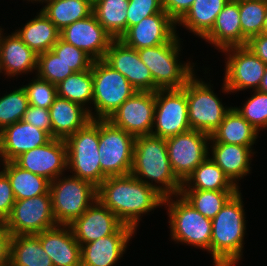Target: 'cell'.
I'll return each instance as SVG.
<instances>
[{
	"mask_svg": "<svg viewBox=\"0 0 267 266\" xmlns=\"http://www.w3.org/2000/svg\"><path fill=\"white\" fill-rule=\"evenodd\" d=\"M164 196L132 174L111 176L97 187V199L125 225L137 230L143 214L163 206Z\"/></svg>",
	"mask_w": 267,
	"mask_h": 266,
	"instance_id": "6da1fadb",
	"label": "cell"
},
{
	"mask_svg": "<svg viewBox=\"0 0 267 266\" xmlns=\"http://www.w3.org/2000/svg\"><path fill=\"white\" fill-rule=\"evenodd\" d=\"M130 174L164 197L181 193L183 183L176 177L169 162L166 138L153 135L135 137Z\"/></svg>",
	"mask_w": 267,
	"mask_h": 266,
	"instance_id": "7a4b0ae2",
	"label": "cell"
},
{
	"mask_svg": "<svg viewBox=\"0 0 267 266\" xmlns=\"http://www.w3.org/2000/svg\"><path fill=\"white\" fill-rule=\"evenodd\" d=\"M241 198L238 190L211 220L210 254L214 266H237L242 258L246 217Z\"/></svg>",
	"mask_w": 267,
	"mask_h": 266,
	"instance_id": "3957f363",
	"label": "cell"
},
{
	"mask_svg": "<svg viewBox=\"0 0 267 266\" xmlns=\"http://www.w3.org/2000/svg\"><path fill=\"white\" fill-rule=\"evenodd\" d=\"M180 37L155 47L137 50L141 61L148 67L154 80V92L158 89H180L195 74L194 63H181ZM179 61V62H178ZM193 64V65H192Z\"/></svg>",
	"mask_w": 267,
	"mask_h": 266,
	"instance_id": "277c9868",
	"label": "cell"
},
{
	"mask_svg": "<svg viewBox=\"0 0 267 266\" xmlns=\"http://www.w3.org/2000/svg\"><path fill=\"white\" fill-rule=\"evenodd\" d=\"M67 169L72 175L98 187L107 176L99 163V120H91L65 139Z\"/></svg>",
	"mask_w": 267,
	"mask_h": 266,
	"instance_id": "5b68a950",
	"label": "cell"
},
{
	"mask_svg": "<svg viewBox=\"0 0 267 266\" xmlns=\"http://www.w3.org/2000/svg\"><path fill=\"white\" fill-rule=\"evenodd\" d=\"M173 197L176 200H173ZM171 240L206 250L210 253L212 221L204 217L180 194L164 198Z\"/></svg>",
	"mask_w": 267,
	"mask_h": 266,
	"instance_id": "8992f818",
	"label": "cell"
},
{
	"mask_svg": "<svg viewBox=\"0 0 267 266\" xmlns=\"http://www.w3.org/2000/svg\"><path fill=\"white\" fill-rule=\"evenodd\" d=\"M91 71L93 76L92 105L94 104L95 111H90V115L93 120H107L137 90L126 77L112 69L103 60H94Z\"/></svg>",
	"mask_w": 267,
	"mask_h": 266,
	"instance_id": "52a82bcc",
	"label": "cell"
},
{
	"mask_svg": "<svg viewBox=\"0 0 267 266\" xmlns=\"http://www.w3.org/2000/svg\"><path fill=\"white\" fill-rule=\"evenodd\" d=\"M52 210L57 225H70L97 199V187L73 175L50 182Z\"/></svg>",
	"mask_w": 267,
	"mask_h": 266,
	"instance_id": "ba28073f",
	"label": "cell"
},
{
	"mask_svg": "<svg viewBox=\"0 0 267 266\" xmlns=\"http://www.w3.org/2000/svg\"><path fill=\"white\" fill-rule=\"evenodd\" d=\"M196 77L194 74L186 83L190 128L211 135L232 107H224L210 83Z\"/></svg>",
	"mask_w": 267,
	"mask_h": 266,
	"instance_id": "9c48e42d",
	"label": "cell"
},
{
	"mask_svg": "<svg viewBox=\"0 0 267 266\" xmlns=\"http://www.w3.org/2000/svg\"><path fill=\"white\" fill-rule=\"evenodd\" d=\"M135 137L115 127L109 120H99V163L107 176L131 172Z\"/></svg>",
	"mask_w": 267,
	"mask_h": 266,
	"instance_id": "30bf717a",
	"label": "cell"
},
{
	"mask_svg": "<svg viewBox=\"0 0 267 266\" xmlns=\"http://www.w3.org/2000/svg\"><path fill=\"white\" fill-rule=\"evenodd\" d=\"M191 130L188 120L186 84L180 89H158L151 135L168 138Z\"/></svg>",
	"mask_w": 267,
	"mask_h": 266,
	"instance_id": "8fae6325",
	"label": "cell"
},
{
	"mask_svg": "<svg viewBox=\"0 0 267 266\" xmlns=\"http://www.w3.org/2000/svg\"><path fill=\"white\" fill-rule=\"evenodd\" d=\"M222 52L227 55L222 92L237 93L248 88H252V91L258 90L265 74L266 64L247 46L229 47Z\"/></svg>",
	"mask_w": 267,
	"mask_h": 266,
	"instance_id": "7c38bea8",
	"label": "cell"
},
{
	"mask_svg": "<svg viewBox=\"0 0 267 266\" xmlns=\"http://www.w3.org/2000/svg\"><path fill=\"white\" fill-rule=\"evenodd\" d=\"M208 142L209 134L193 129L166 138L169 162L182 183L209 156Z\"/></svg>",
	"mask_w": 267,
	"mask_h": 266,
	"instance_id": "4fadbf2b",
	"label": "cell"
},
{
	"mask_svg": "<svg viewBox=\"0 0 267 266\" xmlns=\"http://www.w3.org/2000/svg\"><path fill=\"white\" fill-rule=\"evenodd\" d=\"M5 225L12 236L38 234L57 226L50 194L15 200Z\"/></svg>",
	"mask_w": 267,
	"mask_h": 266,
	"instance_id": "5bb4252c",
	"label": "cell"
},
{
	"mask_svg": "<svg viewBox=\"0 0 267 266\" xmlns=\"http://www.w3.org/2000/svg\"><path fill=\"white\" fill-rule=\"evenodd\" d=\"M155 112V92L137 91L107 119L134 137L151 135Z\"/></svg>",
	"mask_w": 267,
	"mask_h": 266,
	"instance_id": "9a60e30c",
	"label": "cell"
},
{
	"mask_svg": "<svg viewBox=\"0 0 267 266\" xmlns=\"http://www.w3.org/2000/svg\"><path fill=\"white\" fill-rule=\"evenodd\" d=\"M14 162L21 168L48 179L50 182L67 170L65 140L52 138L43 146L33 148L18 156Z\"/></svg>",
	"mask_w": 267,
	"mask_h": 266,
	"instance_id": "2e32d148",
	"label": "cell"
},
{
	"mask_svg": "<svg viewBox=\"0 0 267 266\" xmlns=\"http://www.w3.org/2000/svg\"><path fill=\"white\" fill-rule=\"evenodd\" d=\"M103 61L120 72L137 91L154 92V80L148 67L141 61L136 49L114 39Z\"/></svg>",
	"mask_w": 267,
	"mask_h": 266,
	"instance_id": "e0dca14e",
	"label": "cell"
},
{
	"mask_svg": "<svg viewBox=\"0 0 267 266\" xmlns=\"http://www.w3.org/2000/svg\"><path fill=\"white\" fill-rule=\"evenodd\" d=\"M60 38L83 50L93 60H103L108 47L114 40L97 21L94 14L65 27L60 31Z\"/></svg>",
	"mask_w": 267,
	"mask_h": 266,
	"instance_id": "ac0fdd59",
	"label": "cell"
},
{
	"mask_svg": "<svg viewBox=\"0 0 267 266\" xmlns=\"http://www.w3.org/2000/svg\"><path fill=\"white\" fill-rule=\"evenodd\" d=\"M176 26L177 23L162 10L129 27L120 40L136 50L155 47L172 41L178 35Z\"/></svg>",
	"mask_w": 267,
	"mask_h": 266,
	"instance_id": "d6986e66",
	"label": "cell"
},
{
	"mask_svg": "<svg viewBox=\"0 0 267 266\" xmlns=\"http://www.w3.org/2000/svg\"><path fill=\"white\" fill-rule=\"evenodd\" d=\"M123 223L96 199L91 206L69 226L80 245L113 235Z\"/></svg>",
	"mask_w": 267,
	"mask_h": 266,
	"instance_id": "ffe728a7",
	"label": "cell"
},
{
	"mask_svg": "<svg viewBox=\"0 0 267 266\" xmlns=\"http://www.w3.org/2000/svg\"><path fill=\"white\" fill-rule=\"evenodd\" d=\"M136 230L123 224L113 235L81 245V266H114Z\"/></svg>",
	"mask_w": 267,
	"mask_h": 266,
	"instance_id": "44dd1931",
	"label": "cell"
},
{
	"mask_svg": "<svg viewBox=\"0 0 267 266\" xmlns=\"http://www.w3.org/2000/svg\"><path fill=\"white\" fill-rule=\"evenodd\" d=\"M52 137L44 130L20 120L0 131L2 162L14 161L22 153L48 143Z\"/></svg>",
	"mask_w": 267,
	"mask_h": 266,
	"instance_id": "7402d4cb",
	"label": "cell"
},
{
	"mask_svg": "<svg viewBox=\"0 0 267 266\" xmlns=\"http://www.w3.org/2000/svg\"><path fill=\"white\" fill-rule=\"evenodd\" d=\"M36 235L53 266H81V245L69 225H57Z\"/></svg>",
	"mask_w": 267,
	"mask_h": 266,
	"instance_id": "603a6c76",
	"label": "cell"
},
{
	"mask_svg": "<svg viewBox=\"0 0 267 266\" xmlns=\"http://www.w3.org/2000/svg\"><path fill=\"white\" fill-rule=\"evenodd\" d=\"M37 70V54L15 33L3 35L0 32V73L15 77Z\"/></svg>",
	"mask_w": 267,
	"mask_h": 266,
	"instance_id": "cb8c5ba5",
	"label": "cell"
},
{
	"mask_svg": "<svg viewBox=\"0 0 267 266\" xmlns=\"http://www.w3.org/2000/svg\"><path fill=\"white\" fill-rule=\"evenodd\" d=\"M88 108L57 96L49 108L52 138L65 140L78 129L85 127L93 120L90 115L92 107Z\"/></svg>",
	"mask_w": 267,
	"mask_h": 266,
	"instance_id": "d4e9b609",
	"label": "cell"
},
{
	"mask_svg": "<svg viewBox=\"0 0 267 266\" xmlns=\"http://www.w3.org/2000/svg\"><path fill=\"white\" fill-rule=\"evenodd\" d=\"M210 158L223 170L229 180L239 188V181L251 173L252 148L237 144L209 142ZM238 181V182H237Z\"/></svg>",
	"mask_w": 267,
	"mask_h": 266,
	"instance_id": "484cf974",
	"label": "cell"
},
{
	"mask_svg": "<svg viewBox=\"0 0 267 266\" xmlns=\"http://www.w3.org/2000/svg\"><path fill=\"white\" fill-rule=\"evenodd\" d=\"M239 16V0H228L216 17L212 29L202 39L221 51L229 47L242 46Z\"/></svg>",
	"mask_w": 267,
	"mask_h": 266,
	"instance_id": "4316f807",
	"label": "cell"
},
{
	"mask_svg": "<svg viewBox=\"0 0 267 266\" xmlns=\"http://www.w3.org/2000/svg\"><path fill=\"white\" fill-rule=\"evenodd\" d=\"M258 132L232 107L226 113L219 127L210 135V142L237 144L253 149L252 146L258 139Z\"/></svg>",
	"mask_w": 267,
	"mask_h": 266,
	"instance_id": "83f0119b",
	"label": "cell"
},
{
	"mask_svg": "<svg viewBox=\"0 0 267 266\" xmlns=\"http://www.w3.org/2000/svg\"><path fill=\"white\" fill-rule=\"evenodd\" d=\"M15 33L37 55L51 50L60 38V31L41 10Z\"/></svg>",
	"mask_w": 267,
	"mask_h": 266,
	"instance_id": "f1b7e54d",
	"label": "cell"
},
{
	"mask_svg": "<svg viewBox=\"0 0 267 266\" xmlns=\"http://www.w3.org/2000/svg\"><path fill=\"white\" fill-rule=\"evenodd\" d=\"M2 171L7 175L15 200L50 194V181L18 166L14 161L2 162Z\"/></svg>",
	"mask_w": 267,
	"mask_h": 266,
	"instance_id": "f546056e",
	"label": "cell"
},
{
	"mask_svg": "<svg viewBox=\"0 0 267 266\" xmlns=\"http://www.w3.org/2000/svg\"><path fill=\"white\" fill-rule=\"evenodd\" d=\"M43 13L59 31L93 14V0H39Z\"/></svg>",
	"mask_w": 267,
	"mask_h": 266,
	"instance_id": "4dcf8cb0",
	"label": "cell"
},
{
	"mask_svg": "<svg viewBox=\"0 0 267 266\" xmlns=\"http://www.w3.org/2000/svg\"><path fill=\"white\" fill-rule=\"evenodd\" d=\"M239 189L208 156L182 184L181 190L238 191Z\"/></svg>",
	"mask_w": 267,
	"mask_h": 266,
	"instance_id": "1f68e13d",
	"label": "cell"
},
{
	"mask_svg": "<svg viewBox=\"0 0 267 266\" xmlns=\"http://www.w3.org/2000/svg\"><path fill=\"white\" fill-rule=\"evenodd\" d=\"M9 266H53L36 234L14 235L10 239Z\"/></svg>",
	"mask_w": 267,
	"mask_h": 266,
	"instance_id": "d6a6232c",
	"label": "cell"
},
{
	"mask_svg": "<svg viewBox=\"0 0 267 266\" xmlns=\"http://www.w3.org/2000/svg\"><path fill=\"white\" fill-rule=\"evenodd\" d=\"M228 0H194L191 8L177 23L203 38L213 27L216 17Z\"/></svg>",
	"mask_w": 267,
	"mask_h": 266,
	"instance_id": "836d02e7",
	"label": "cell"
},
{
	"mask_svg": "<svg viewBox=\"0 0 267 266\" xmlns=\"http://www.w3.org/2000/svg\"><path fill=\"white\" fill-rule=\"evenodd\" d=\"M129 0H93V14L113 39L127 30Z\"/></svg>",
	"mask_w": 267,
	"mask_h": 266,
	"instance_id": "e575fe53",
	"label": "cell"
},
{
	"mask_svg": "<svg viewBox=\"0 0 267 266\" xmlns=\"http://www.w3.org/2000/svg\"><path fill=\"white\" fill-rule=\"evenodd\" d=\"M57 96L85 107L93 100V76L91 68L74 72L56 85ZM87 103V104H86Z\"/></svg>",
	"mask_w": 267,
	"mask_h": 266,
	"instance_id": "d590c367",
	"label": "cell"
},
{
	"mask_svg": "<svg viewBox=\"0 0 267 266\" xmlns=\"http://www.w3.org/2000/svg\"><path fill=\"white\" fill-rule=\"evenodd\" d=\"M236 192L181 190L180 195L204 217L212 220Z\"/></svg>",
	"mask_w": 267,
	"mask_h": 266,
	"instance_id": "8d00e7d4",
	"label": "cell"
},
{
	"mask_svg": "<svg viewBox=\"0 0 267 266\" xmlns=\"http://www.w3.org/2000/svg\"><path fill=\"white\" fill-rule=\"evenodd\" d=\"M267 0H239V19L242 30V46L263 33Z\"/></svg>",
	"mask_w": 267,
	"mask_h": 266,
	"instance_id": "74e56055",
	"label": "cell"
},
{
	"mask_svg": "<svg viewBox=\"0 0 267 266\" xmlns=\"http://www.w3.org/2000/svg\"><path fill=\"white\" fill-rule=\"evenodd\" d=\"M29 106L24 88L11 91L0 97V131L23 119Z\"/></svg>",
	"mask_w": 267,
	"mask_h": 266,
	"instance_id": "f35d334b",
	"label": "cell"
},
{
	"mask_svg": "<svg viewBox=\"0 0 267 266\" xmlns=\"http://www.w3.org/2000/svg\"><path fill=\"white\" fill-rule=\"evenodd\" d=\"M38 77L57 85L74 71L67 66L52 50L37 55Z\"/></svg>",
	"mask_w": 267,
	"mask_h": 266,
	"instance_id": "ab89813d",
	"label": "cell"
},
{
	"mask_svg": "<svg viewBox=\"0 0 267 266\" xmlns=\"http://www.w3.org/2000/svg\"><path fill=\"white\" fill-rule=\"evenodd\" d=\"M241 108H234L259 132L267 129V93L254 90Z\"/></svg>",
	"mask_w": 267,
	"mask_h": 266,
	"instance_id": "60d3db41",
	"label": "cell"
},
{
	"mask_svg": "<svg viewBox=\"0 0 267 266\" xmlns=\"http://www.w3.org/2000/svg\"><path fill=\"white\" fill-rule=\"evenodd\" d=\"M31 81L27 85H22L26 92L29 105L49 109L57 97L56 85L37 75Z\"/></svg>",
	"mask_w": 267,
	"mask_h": 266,
	"instance_id": "b9f144b4",
	"label": "cell"
},
{
	"mask_svg": "<svg viewBox=\"0 0 267 266\" xmlns=\"http://www.w3.org/2000/svg\"><path fill=\"white\" fill-rule=\"evenodd\" d=\"M51 50L74 72L90 69L94 61L83 50L66 43L61 38L58 39Z\"/></svg>",
	"mask_w": 267,
	"mask_h": 266,
	"instance_id": "7bdbcfd3",
	"label": "cell"
},
{
	"mask_svg": "<svg viewBox=\"0 0 267 266\" xmlns=\"http://www.w3.org/2000/svg\"><path fill=\"white\" fill-rule=\"evenodd\" d=\"M163 10L162 0H129L127 8V29L141 22L144 18Z\"/></svg>",
	"mask_w": 267,
	"mask_h": 266,
	"instance_id": "ee69618b",
	"label": "cell"
},
{
	"mask_svg": "<svg viewBox=\"0 0 267 266\" xmlns=\"http://www.w3.org/2000/svg\"><path fill=\"white\" fill-rule=\"evenodd\" d=\"M22 120L44 130L52 137V122L49 109L29 105Z\"/></svg>",
	"mask_w": 267,
	"mask_h": 266,
	"instance_id": "f6af8a7d",
	"label": "cell"
},
{
	"mask_svg": "<svg viewBox=\"0 0 267 266\" xmlns=\"http://www.w3.org/2000/svg\"><path fill=\"white\" fill-rule=\"evenodd\" d=\"M15 203V197L12 191L11 183L7 175L0 171V222L10 216L13 205Z\"/></svg>",
	"mask_w": 267,
	"mask_h": 266,
	"instance_id": "bcb514c9",
	"label": "cell"
},
{
	"mask_svg": "<svg viewBox=\"0 0 267 266\" xmlns=\"http://www.w3.org/2000/svg\"><path fill=\"white\" fill-rule=\"evenodd\" d=\"M194 0H162L163 10L178 23L189 11Z\"/></svg>",
	"mask_w": 267,
	"mask_h": 266,
	"instance_id": "7dc6e473",
	"label": "cell"
},
{
	"mask_svg": "<svg viewBox=\"0 0 267 266\" xmlns=\"http://www.w3.org/2000/svg\"><path fill=\"white\" fill-rule=\"evenodd\" d=\"M246 46L267 65V34L261 33L250 38Z\"/></svg>",
	"mask_w": 267,
	"mask_h": 266,
	"instance_id": "c3c4849f",
	"label": "cell"
},
{
	"mask_svg": "<svg viewBox=\"0 0 267 266\" xmlns=\"http://www.w3.org/2000/svg\"><path fill=\"white\" fill-rule=\"evenodd\" d=\"M11 233L4 222H0V266H9Z\"/></svg>",
	"mask_w": 267,
	"mask_h": 266,
	"instance_id": "681fc988",
	"label": "cell"
},
{
	"mask_svg": "<svg viewBox=\"0 0 267 266\" xmlns=\"http://www.w3.org/2000/svg\"><path fill=\"white\" fill-rule=\"evenodd\" d=\"M259 91L267 93V65H266V70L265 74L261 80L260 86H259Z\"/></svg>",
	"mask_w": 267,
	"mask_h": 266,
	"instance_id": "f907efd6",
	"label": "cell"
},
{
	"mask_svg": "<svg viewBox=\"0 0 267 266\" xmlns=\"http://www.w3.org/2000/svg\"><path fill=\"white\" fill-rule=\"evenodd\" d=\"M263 33L267 34V10L265 13V22H264V27H263Z\"/></svg>",
	"mask_w": 267,
	"mask_h": 266,
	"instance_id": "816d5d0a",
	"label": "cell"
},
{
	"mask_svg": "<svg viewBox=\"0 0 267 266\" xmlns=\"http://www.w3.org/2000/svg\"><path fill=\"white\" fill-rule=\"evenodd\" d=\"M27 1H31L32 3H33V2L36 3V2H38L39 0H27Z\"/></svg>",
	"mask_w": 267,
	"mask_h": 266,
	"instance_id": "f5cc1de1",
	"label": "cell"
}]
</instances>
